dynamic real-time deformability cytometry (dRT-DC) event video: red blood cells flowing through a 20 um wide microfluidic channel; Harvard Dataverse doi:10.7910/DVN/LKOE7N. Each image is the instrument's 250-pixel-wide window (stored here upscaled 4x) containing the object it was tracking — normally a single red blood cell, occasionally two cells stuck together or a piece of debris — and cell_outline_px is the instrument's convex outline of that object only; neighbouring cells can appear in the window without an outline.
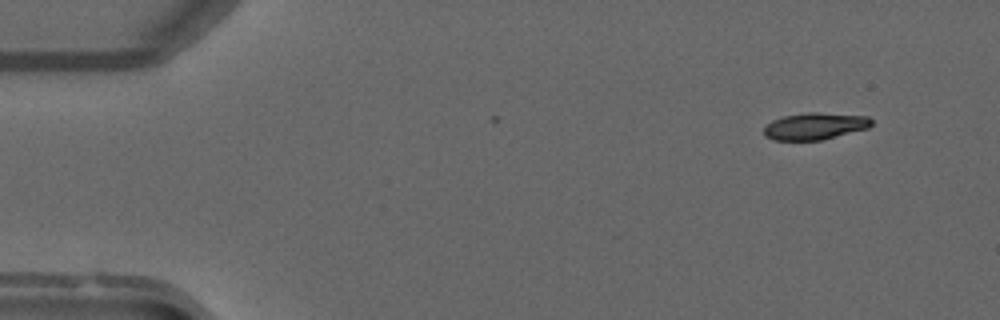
{"species": "common noctule bat (a hibernating species)", "species_latin": "Nyctalus noctula", "temperature_condition": "warm", "stored_images_in_passage": 7, "camera_frame_rate_fps": 3000, "um_per_image_px": 0.085, "animal": {"sex": "male", "forearm_length_mm": 52.5}, "frame": {"image": 1, "passage_image": 4, "time_ms": 1.0, "image_size_px": [1000, 320], "cell_outline_px": [[872, 124], [868, 128], [820, 140], [776, 140], [764, 136], [764, 128], [772, 120], [784, 116], [804, 112], [816, 112], [868, 116], [872, 120]], "centroid_in_image_um": [69.26, 10.71], "position_along_channel_um": 15.7, "area_um2": 16.76}}